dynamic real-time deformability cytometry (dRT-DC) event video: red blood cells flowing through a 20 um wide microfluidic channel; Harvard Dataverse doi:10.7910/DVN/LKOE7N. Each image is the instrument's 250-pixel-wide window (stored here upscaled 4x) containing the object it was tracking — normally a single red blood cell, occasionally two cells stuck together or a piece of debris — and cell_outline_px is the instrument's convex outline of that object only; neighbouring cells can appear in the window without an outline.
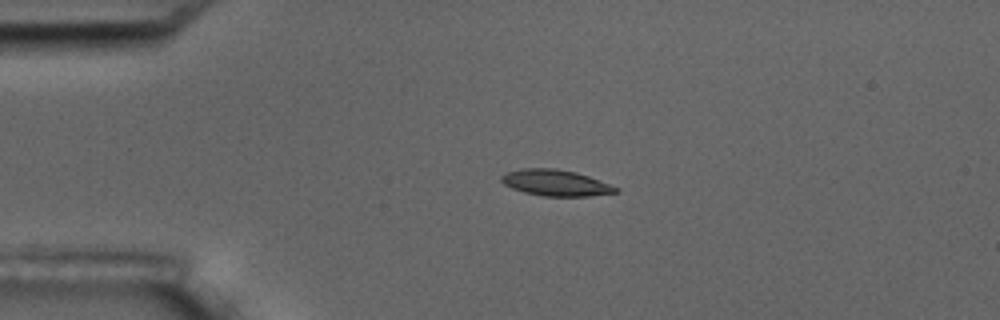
{"species": "common noctule bat (a hibernating species)", "species_latin": "Nyctalus noctula", "temperature_condition": "room temperature", "stored_images_in_passage": 5, "camera_frame_rate_fps": 3000, "um_per_image_px": 0.085, "animal": {"sex": "male", "body_mass_g": 17.5, "forearm_length_mm": 52.3}, "frame": {"image": 1, "passage_image": 4, "time_ms": 3.333, "image_size_px": [1000, 320], "cell_outline_px": [[620, 192], [588, 196], [544, 196], [524, 192], [512, 188], [504, 184], [500, 180], [500, 176], [508, 172], [524, 168], [556, 168], [576, 172], [588, 176], [620, 188]], "centroid_in_image_um": [47.25, 15.54], "position_along_channel_um": 37.8, "area_um2": 17.4}}